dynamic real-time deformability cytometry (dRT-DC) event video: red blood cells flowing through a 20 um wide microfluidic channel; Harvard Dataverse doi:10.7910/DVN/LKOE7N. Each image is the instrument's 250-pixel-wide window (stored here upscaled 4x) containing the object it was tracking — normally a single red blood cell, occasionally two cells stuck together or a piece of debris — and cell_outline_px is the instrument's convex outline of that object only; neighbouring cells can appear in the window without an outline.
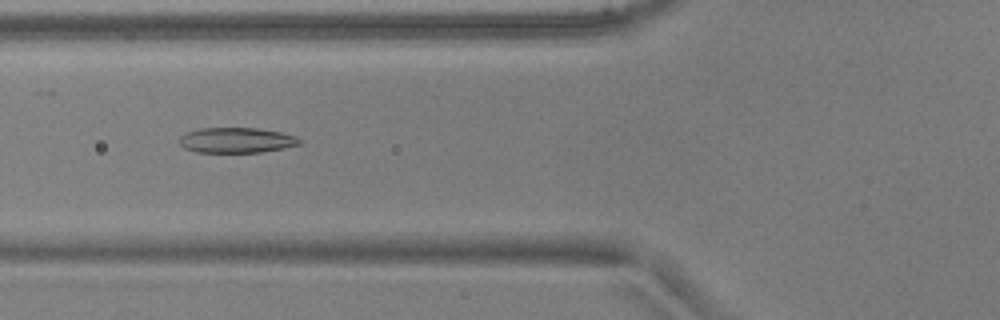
{"species": "common noctule bat (a hibernating species)", "species_latin": "Nyctalus noctula", "temperature_condition": "warm", "stored_images_in_passage": 51, "camera_frame_rate_fps": 3000, "um_per_image_px": 0.085, "animal": {"sex": "male", "body_mass_g": 17.9, "forearm_length_mm": 54.2}, "frame": {"image": 1, "passage_image": 19, "time_ms": 6.0, "image_size_px": [1000, 320], "cell_outline_px": [[300, 144], [284, 148], [260, 152], [196, 152], [184, 148], [180, 144], [180, 136], [188, 132], [200, 128], [256, 128], [280, 132], [296, 136], [300, 140]], "centroid_in_image_um": [20.09, 11.92], "position_along_channel_um": 105.7, "area_um2": 17.57}}
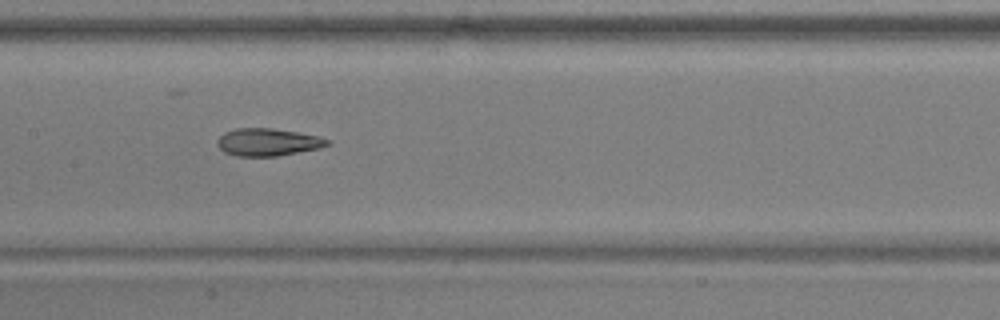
{"frame": {"image": 2, "passage_image": 25, "time_ms": 8.0, "image_size_px": [1000, 320], "cell_outline_px": [[332, 144], [320, 148], [276, 156], [236, 156], [224, 152], [216, 144], [216, 140], [224, 132], [236, 128], [272, 128], [296, 132], [316, 136], [328, 140]], "centroid_in_image_um": [22.72, 12.08], "position_along_channel_um": 184.7, "area_um2": 17.57}}
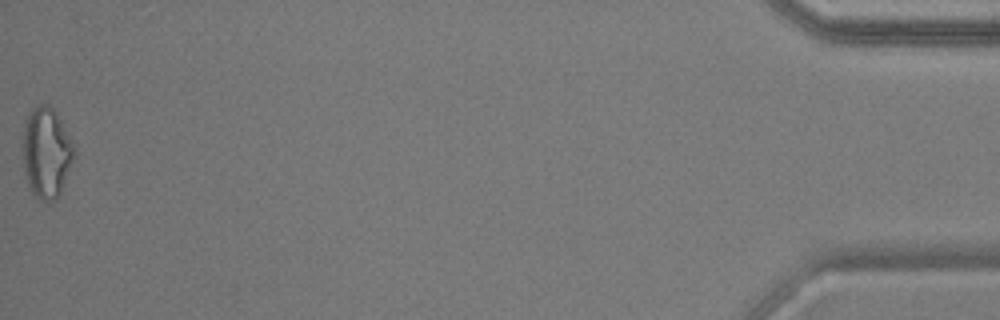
{"frame": {"image": 3, "passage_image": 51, "time_ms": 16.667, "image_size_px": [1000, 320], "cell_outline_px": [[76, 156], [60, 192], [56, 200], [40, 200], [28, 188], [24, 176], [24, 124], [28, 112], [32, 108], [40, 104], [48, 104], [52, 108], [60, 120], [76, 152]], "centroid_in_image_um": [3.94, 12.99], "position_along_channel_um": 431.3, "area_um2": 26.88}, "authors_computed_cell_mechanics": {"area_um2": 18.7272, "velocity_mm_per_s": 3.9168, "shape_relaxation_time_tau1_ms": 5.8748, "shape_relaxation_time_tau2_ms": 2.0828, "deformation_change_tau1": 0.1916, "deformation_change_tau2": 0.1085}}